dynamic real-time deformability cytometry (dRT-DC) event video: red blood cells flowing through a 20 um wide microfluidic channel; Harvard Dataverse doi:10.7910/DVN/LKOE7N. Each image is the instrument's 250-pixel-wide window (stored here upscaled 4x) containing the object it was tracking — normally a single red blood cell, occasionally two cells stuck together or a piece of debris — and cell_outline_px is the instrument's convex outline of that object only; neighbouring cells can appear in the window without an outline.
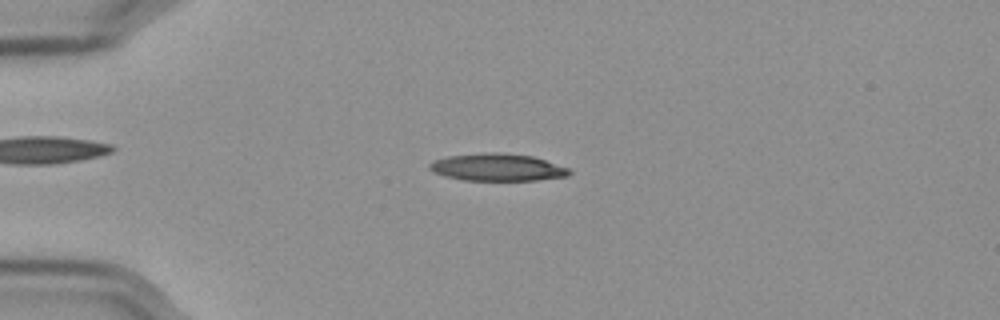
{"species": "Egyptian fruit bat (a non-hibernating species)", "species_latin": "Rousettus aegyptiacus", "temperature_condition": "cold", "stored_images_in_passage": 56, "camera_frame_rate_fps": 3000, "um_per_image_px": 0.085, "frame": {"image": 1, "passage_image": 14, "time_ms": 4.333, "image_size_px": [1000, 320], "cell_outline_px": [[572, 172], [568, 176], [536, 180], [464, 180], [444, 176], [428, 168], [428, 164], [436, 160], [448, 156], [492, 152], [500, 152], [532, 156], [568, 168]], "centroid_in_image_um": [42.28, 14.22], "position_along_channel_um": 42.7, "area_um2": 21.96}}
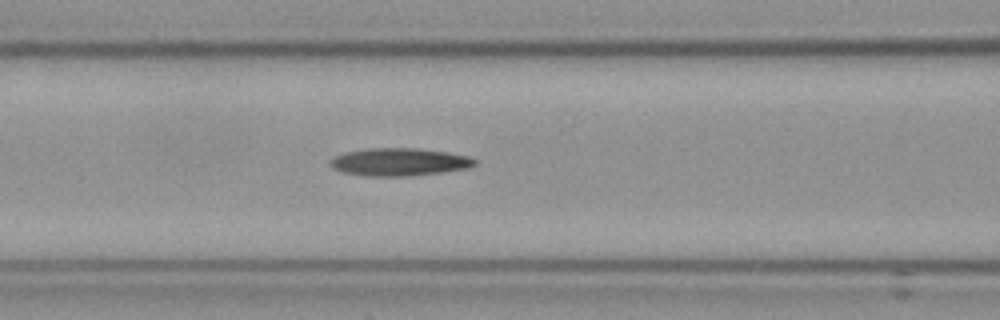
{"frame": {"image": 2, "passage_image": 24, "time_ms": 7.667, "image_size_px": [1000, 320], "cell_outline_px": [[476, 164], [468, 168], [444, 172], [404, 176], [368, 176], [344, 172], [332, 168], [328, 164], [328, 160], [344, 152], [368, 148], [416, 148], [448, 152], [468, 156], [476, 160]], "centroid_in_image_um": [33.92, 13.76], "position_along_channel_um": 132.7, "area_um2": 23.41}}
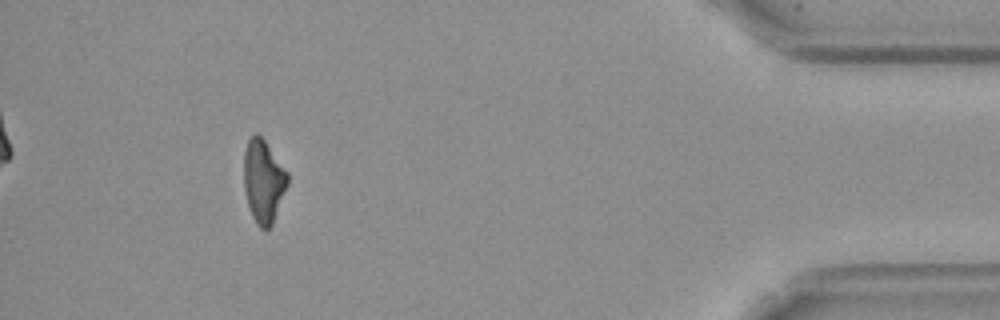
{"frame": {"image": 3, "passage_image": 52, "time_ms": 17.0, "image_size_px": [1000, 320], "cell_outline_px": [[288, 184], [272, 224], [268, 228], [260, 228], [256, 224], [252, 216], [248, 204], [244, 188], [244, 152], [248, 140], [256, 132], [264, 140], [288, 172]], "centroid_in_image_um": [22.39, 15.39], "position_along_channel_um": 412.8, "area_um2": 20.92}}